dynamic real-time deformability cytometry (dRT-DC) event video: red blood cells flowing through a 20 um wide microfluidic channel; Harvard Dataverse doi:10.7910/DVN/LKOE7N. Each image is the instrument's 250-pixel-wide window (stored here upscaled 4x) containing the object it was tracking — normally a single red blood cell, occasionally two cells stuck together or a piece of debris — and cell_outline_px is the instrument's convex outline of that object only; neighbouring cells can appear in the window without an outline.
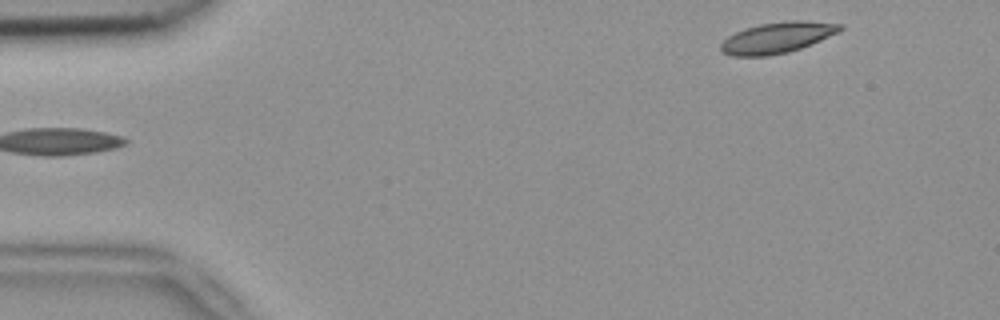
{"species": "common noctule bat (a hibernating species)", "species_latin": "Nyctalus noctula", "temperature_condition": "room temperature", "stored_images_in_passage": 3, "segment_of_instrument_passage": [2, 2], "camera_frame_rate_fps": 3000, "um_per_image_px": 0.085, "animal": {"sex": "female", "body_mass_g": 18.4}, "frame": {"image": 1, "passage_image": 3, "time_ms": 0.667, "image_size_px": [1000, 320], "cell_outline_px": [[844, 28], [840, 32], [812, 44], [788, 52], [768, 56], [732, 56], [720, 52], [720, 44], [728, 36], [744, 28], [760, 24], [784, 20], [804, 20], [844, 24]], "centroid_in_image_um": [66.09, 3.19], "position_along_channel_um": 18.9, "area_um2": 21.85}}